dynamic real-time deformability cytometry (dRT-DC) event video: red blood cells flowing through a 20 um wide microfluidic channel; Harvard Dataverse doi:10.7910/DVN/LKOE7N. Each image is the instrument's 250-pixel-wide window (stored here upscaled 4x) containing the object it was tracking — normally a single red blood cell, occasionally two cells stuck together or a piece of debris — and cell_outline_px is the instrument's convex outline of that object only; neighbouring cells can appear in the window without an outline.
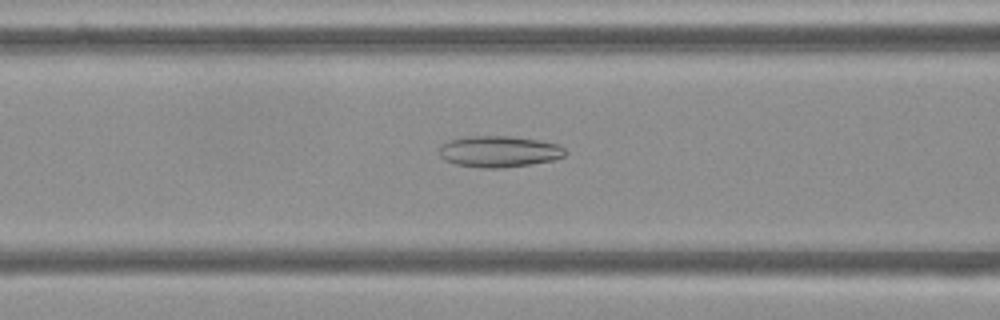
{"species": "Egyptian fruit bat (a non-hibernating species)", "species_latin": "Rousettus aegyptiacus", "temperature_condition": "cold", "stored_images_in_passage": 54, "camera_frame_rate_fps": 3000, "um_per_image_px": 0.085, "frame": {"image": 1, "passage_image": 21, "time_ms": 6.667, "image_size_px": [1000, 320], "cell_outline_px": [[568, 152], [564, 156], [552, 160], [532, 164], [504, 168], [480, 168], [456, 164], [444, 160], [440, 156], [440, 144], [448, 140], [468, 136], [512, 136], [536, 140], [556, 144], [564, 148]], "centroid_in_image_um": [42.39, 12.88], "position_along_channel_um": 124.2, "area_um2": 23.06}}
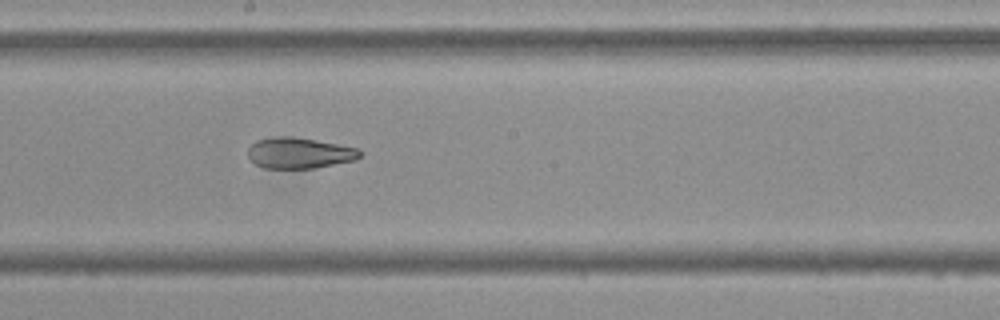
{"frame": {"image": 2, "passage_image": 29, "time_ms": 9.333, "image_size_px": [1000, 320], "cell_outline_px": [[364, 152], [356, 160], [312, 168], [264, 168], [256, 164], [248, 156], [248, 148], [256, 140], [276, 136], [292, 136], [316, 140], [360, 148]], "centroid_in_image_um": [25.47, 12.99], "position_along_channel_um": 222.7, "area_um2": 20.23}}
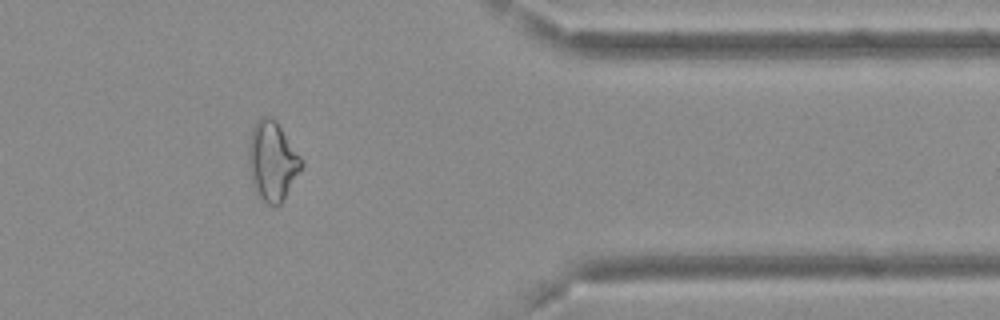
{"frame": {"image": 3, "passage_image": 44, "time_ms": 14.333, "image_size_px": [1000, 320], "cell_outline_px": [[304, 164], [284, 200], [280, 204], [268, 204], [252, 188], [248, 160], [248, 144], [252, 128], [256, 120], [260, 116], [272, 116], [276, 120], [304, 160]], "centroid_in_image_um": [23.15, 13.65], "position_along_channel_um": 388.3, "area_um2": 24.8}, "authors_computed_cell_mechanics": {"area_um2": 25.0274, "velocity_mm_per_s": 3.6913, "shape_relaxation_time_tau1_ms": null, "shape_relaxation_time_tau2_ms": 4.3798, "deformation_change_tau1": null, "deformation_change_tau2": 0.1239}}